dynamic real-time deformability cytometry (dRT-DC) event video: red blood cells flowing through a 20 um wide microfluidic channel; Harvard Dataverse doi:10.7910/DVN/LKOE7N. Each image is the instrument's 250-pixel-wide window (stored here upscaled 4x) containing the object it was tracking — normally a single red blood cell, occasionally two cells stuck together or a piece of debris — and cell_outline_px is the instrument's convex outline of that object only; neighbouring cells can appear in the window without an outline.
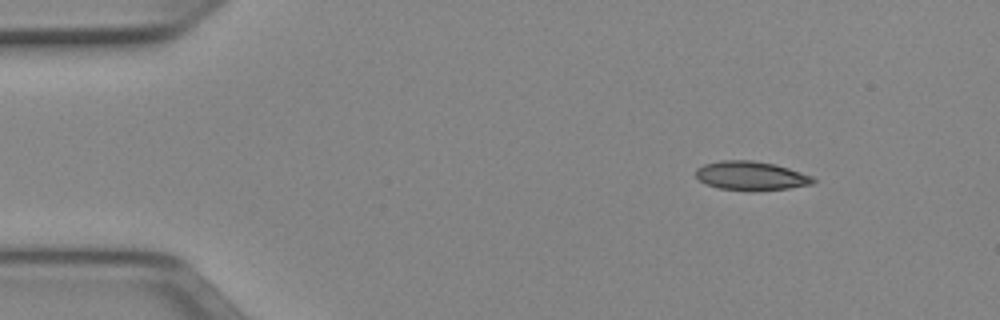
{"species": "Egyptian fruit bat (a non-hibernating species)", "species_latin": "Rousettus aegyptiacus", "temperature_condition": "cold", "stored_images_in_passage": 45, "camera_frame_rate_fps": 3000, "um_per_image_px": 0.085, "animal": {"sex": "female"}, "frame": {"image": 1, "passage_image": 1, "time_ms": 0.0, "image_size_px": [1000, 320], "cell_outline_px": [[816, 180], [812, 184], [788, 188], [752, 192], [720, 188], [704, 184], [696, 176], [696, 168], [704, 164], [720, 160], [752, 160], [776, 164], [812, 176]], "centroid_in_image_um": [63.82, 14.95], "position_along_channel_um": 21.2, "area_um2": 20.0}}
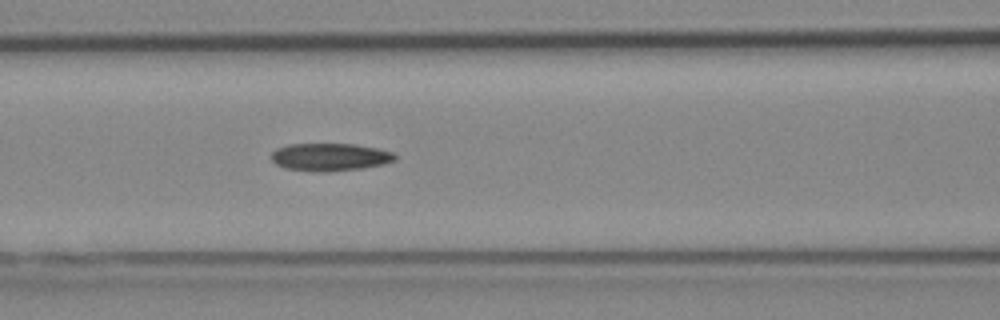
{"frame": {"image": 2, "passage_image": 16, "time_ms": 5.0, "image_size_px": [1000, 320], "cell_outline_px": [[396, 160], [384, 164], [364, 168], [328, 172], [320, 172], [284, 168], [276, 164], [268, 156], [276, 148], [288, 144], [356, 144], [376, 148], [392, 152], [396, 156]], "centroid_in_image_um": [28.02, 13.35], "position_along_channel_um": 138.6, "area_um2": 20.17}}
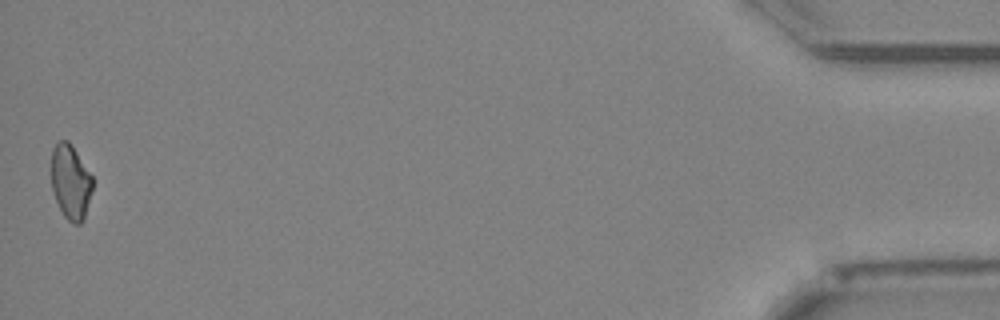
{"frame": {"image": 3, "passage_image": 45, "time_ms": 14.667, "image_size_px": [1000, 320], "cell_outline_px": [[92, 188], [84, 220], [80, 224], [72, 224], [64, 216], [56, 200], [52, 188], [52, 148], [60, 140], [68, 140], [72, 144], [92, 176]], "centroid_in_image_um": [6.0, 15.46], "position_along_channel_um": 429.2, "area_um2": 17.86}, "authors_computed_cell_mechanics": {"area_um2": 19.4208, "velocity_mm_per_s": 3.9892, "shape_relaxation_time_tau1_ms": null, "shape_relaxation_time_tau2_ms": 6.3863, "deformation_change_tau1": null, "deformation_change_tau2": 0.146}}